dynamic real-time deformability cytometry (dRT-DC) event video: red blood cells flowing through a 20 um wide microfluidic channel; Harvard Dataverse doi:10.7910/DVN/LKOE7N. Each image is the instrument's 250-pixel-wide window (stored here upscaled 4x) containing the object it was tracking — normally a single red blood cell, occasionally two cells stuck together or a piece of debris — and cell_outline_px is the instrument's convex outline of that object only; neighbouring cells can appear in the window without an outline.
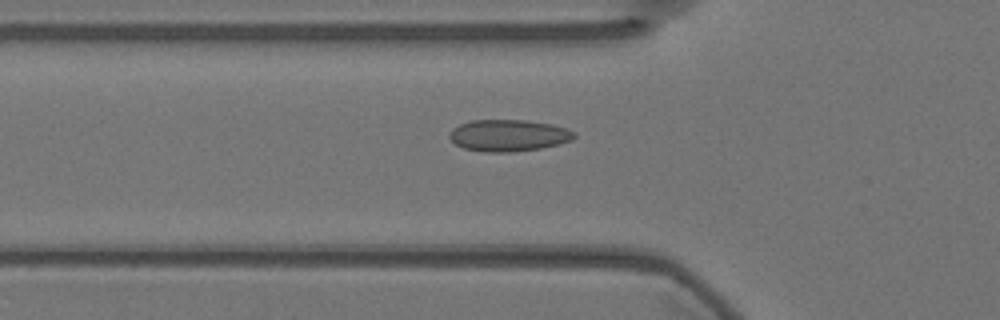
{"species": "Egyptian fruit bat (a non-hibernating species)", "species_latin": "Rousettus aegyptiacus", "temperature_condition": "warm", "stored_images_in_passage": 56, "camera_frame_rate_fps": 3000, "um_per_image_px": 0.085, "animal": {"sex": "female"}, "frame": {"image": 1, "passage_image": 19, "time_ms": 6.0, "image_size_px": [1000, 320], "cell_outline_px": [[576, 136], [572, 140], [540, 148], [512, 152], [484, 152], [464, 148], [456, 144], [448, 136], [452, 128], [460, 124], [472, 120], [524, 120], [552, 124], [576, 132]], "centroid_in_image_um": [43.21, 11.51], "position_along_channel_um": 82.6, "area_um2": 22.95}}
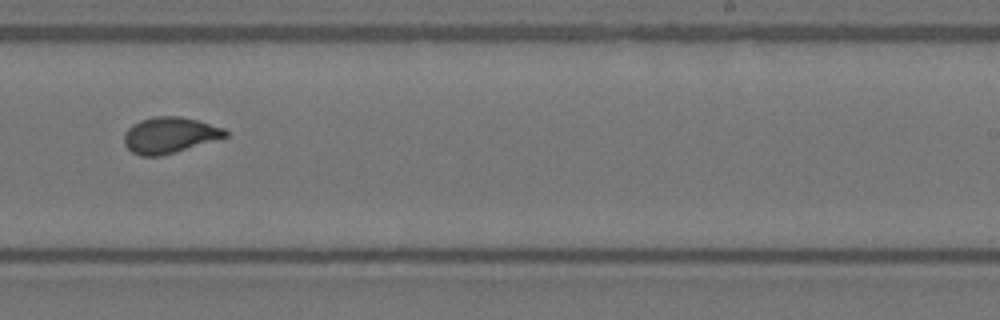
{"frame": {"image": 2, "passage_image": 35, "time_ms": 11.333, "image_size_px": [1000, 320], "cell_outline_px": [[228, 136], [160, 156], [140, 156], [132, 152], [124, 144], [124, 136], [128, 128], [132, 124], [140, 120], [156, 116], [180, 116], [196, 120], [224, 128], [228, 132]], "centroid_in_image_um": [14.39, 11.48], "position_along_channel_um": 274.6, "area_um2": 20.98}}
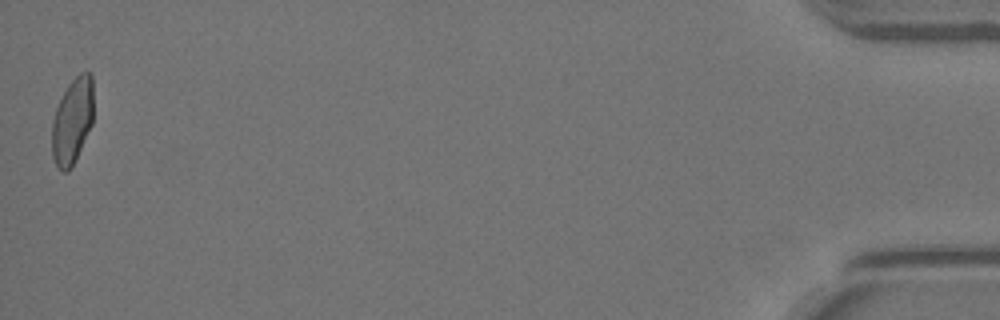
{"frame": {"image": 3, "passage_image": 56, "time_ms": 18.333, "image_size_px": [1000, 320], "cell_outline_px": [[92, 124], [68, 172], [64, 172], [56, 164], [52, 156], [52, 120], [56, 108], [68, 84], [80, 72], [88, 72], [92, 76]], "centroid_in_image_um": [6.13, 10.25], "position_along_channel_um": 429.1, "area_um2": 20.29}, "authors_computed_cell_mechanics": {"area_um2": 21.5594, "velocity_mm_per_s": 3.5834, "shape_relaxation_time_tau1_ms": 8.2701, "shape_relaxation_time_tau2_ms": null, "deformation_change_tau1": 0.1859, "deformation_change_tau2": null}}